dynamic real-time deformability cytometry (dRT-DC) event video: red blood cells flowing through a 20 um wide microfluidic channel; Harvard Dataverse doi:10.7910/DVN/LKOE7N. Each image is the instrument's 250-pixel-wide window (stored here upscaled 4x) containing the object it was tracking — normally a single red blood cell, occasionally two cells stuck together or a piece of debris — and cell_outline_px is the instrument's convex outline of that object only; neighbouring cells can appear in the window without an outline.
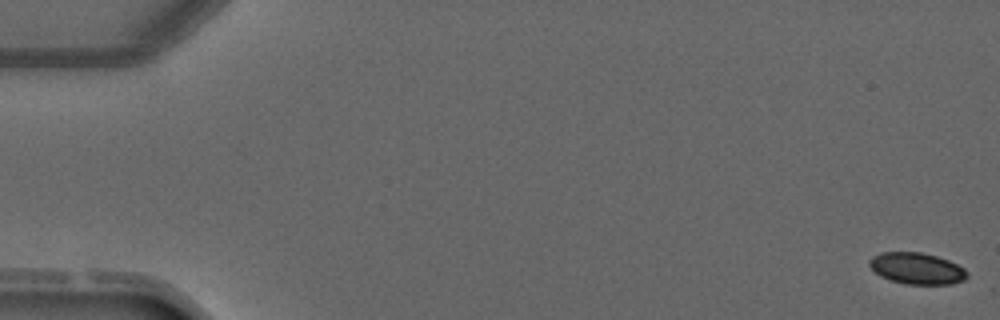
{"species": "common noctule bat (a hibernating species)", "species_latin": "Nyctalus noctula", "temperature_condition": "warm", "stored_images_in_passage": 4, "camera_frame_rate_fps": 3000, "um_per_image_px": 0.085, "animal": {"sex": "male", "forearm_length_mm": 52.5}, "frame": {"image": 1, "passage_image": 1, "time_ms": 0.0, "image_size_px": [1000, 320], "cell_outline_px": [[968, 276], [964, 280], [952, 284], [904, 284], [880, 276], [868, 264], [868, 260], [872, 256], [880, 252], [920, 252], [936, 256], [948, 260], [964, 268], [968, 272]], "centroid_in_image_um": [77.93, 22.81], "position_along_channel_um": 7.1, "area_um2": 17.92}}
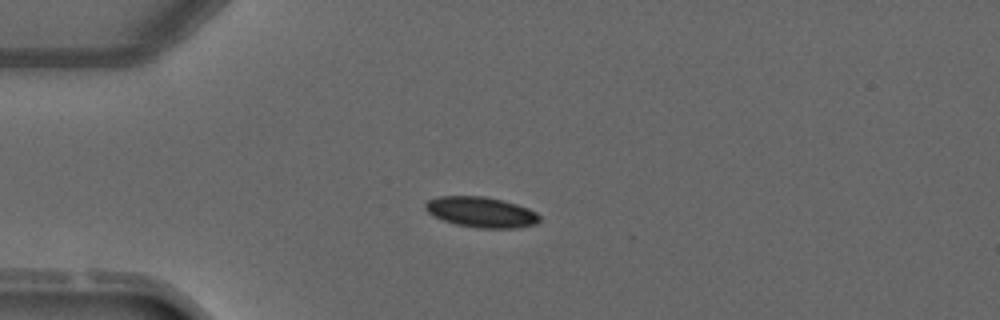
{"frame": {"image": 2, "passage_image": 4, "time_ms": 3.667, "image_size_px": [1000, 320], "cell_outline_px": [[540, 220], [536, 224], [516, 228], [480, 228], [456, 224], [444, 220], [428, 212], [424, 208], [424, 204], [428, 200], [440, 196], [484, 196], [516, 204], [528, 208], [536, 212], [540, 216]], "centroid_in_image_um": [40.91, 18.03], "position_along_channel_um": 44.1, "area_um2": 20.11}}